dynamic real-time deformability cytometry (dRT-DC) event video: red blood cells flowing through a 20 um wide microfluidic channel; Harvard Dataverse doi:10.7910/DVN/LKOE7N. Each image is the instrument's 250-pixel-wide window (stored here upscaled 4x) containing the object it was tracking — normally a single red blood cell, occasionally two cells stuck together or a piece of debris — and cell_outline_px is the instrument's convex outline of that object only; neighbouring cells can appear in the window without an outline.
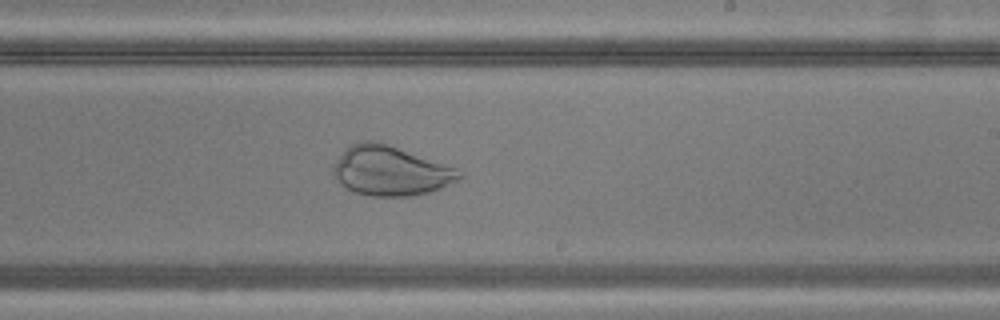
{"species": "common noctule bat (a hibernating species)", "species_latin": "Nyctalus noctula", "temperature_condition": "warm", "stored_images_in_passage": 45, "camera_frame_rate_fps": 3000, "um_per_image_px": 0.085, "animal": {"sex": "male", "body_mass_g": 20.5, "forearm_length_mm": 52.5}, "frame": {"image": 1, "passage_image": 26, "time_ms": 8.333, "image_size_px": [1000, 320], "cell_outline_px": [[464, 176], [460, 180], [440, 188], [428, 192], [412, 196], [372, 196], [356, 192], [340, 184], [332, 172], [332, 168], [336, 160], [344, 148], [348, 144], [364, 140], [372, 140], [388, 144], [456, 168], [464, 172]], "centroid_in_image_um": [33.18, 14.51], "position_along_channel_um": 255.8, "area_um2": 36.47}}